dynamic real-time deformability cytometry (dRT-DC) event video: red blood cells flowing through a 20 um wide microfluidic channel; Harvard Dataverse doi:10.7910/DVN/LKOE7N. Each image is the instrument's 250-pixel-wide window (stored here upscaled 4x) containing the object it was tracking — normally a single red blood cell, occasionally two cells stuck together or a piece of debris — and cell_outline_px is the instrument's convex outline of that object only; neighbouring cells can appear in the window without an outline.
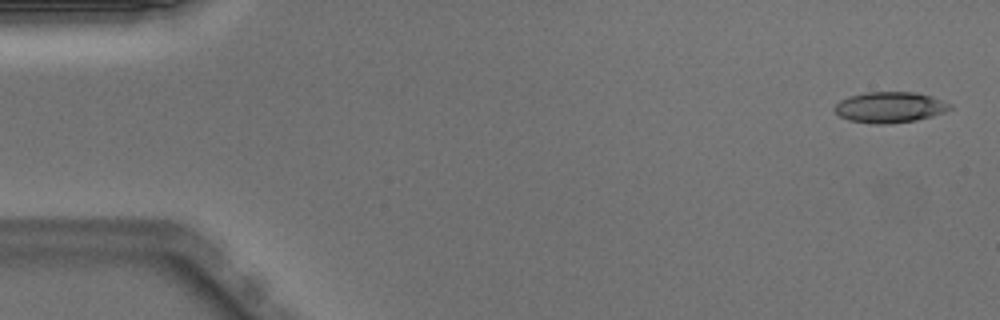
{"species": "Egyptian fruit bat (a non-hibernating species)", "species_latin": "Rousettus aegyptiacus", "temperature_condition": "warm", "stored_images_in_passage": 50, "camera_frame_rate_fps": 3000, "um_per_image_px": 0.085, "animal": {"sex": "male"}, "frame": {"image": 1, "passage_image": 2, "time_ms": 0.333, "image_size_px": [1000, 320], "cell_outline_px": [[952, 108], [944, 112], [932, 116], [916, 120], [884, 124], [872, 124], [848, 120], [840, 116], [832, 108], [840, 100], [848, 96], [864, 92], [916, 92], [932, 96], [952, 104]], "centroid_in_image_um": [75.62, 9.11], "position_along_channel_um": 9.4, "area_um2": 20.87}}
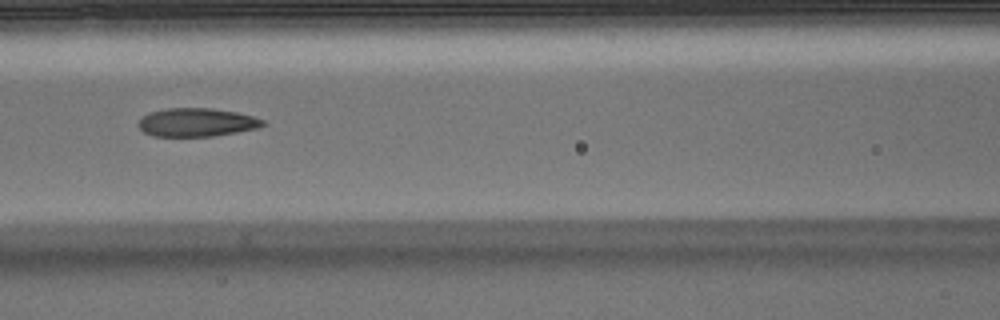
{"frame": {"image": 2, "passage_image": 22, "time_ms": 7.0, "image_size_px": [1000, 320], "cell_outline_px": [[264, 124], [260, 128], [212, 136], [152, 136], [144, 132], [136, 124], [144, 116], [152, 112], [168, 108], [212, 108], [236, 112], [252, 116], [264, 120]], "centroid_in_image_um": [16.72, 10.4], "position_along_channel_um": 149.9, "area_um2": 20.46}}
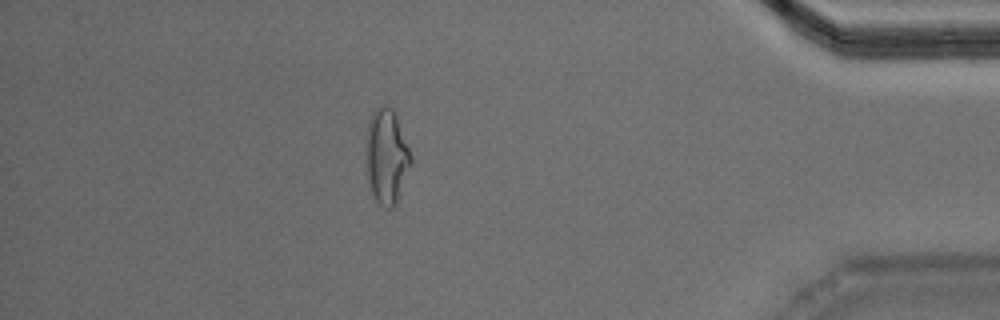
{"frame": {"image": 3, "passage_image": 44, "time_ms": 14.333, "image_size_px": [1000, 320], "cell_outline_px": [[412, 164], [396, 204], [392, 208], [388, 208], [380, 204], [376, 200], [372, 192], [368, 180], [368, 120], [372, 112], [380, 104], [388, 104], [392, 108], [396, 116], [412, 156]], "centroid_in_image_um": [32.9, 13.28], "position_along_channel_um": 402.3, "area_um2": 24.39}, "authors_computed_cell_mechanics": {"area_um2": 21.097, "velocity_mm_per_s": 4.0238, "shape_relaxation_time_tau1_ms": null, "shape_relaxation_time_tau2_ms": 2.4163, "deformation_change_tau1": null, "deformation_change_tau2": 0.1142}}